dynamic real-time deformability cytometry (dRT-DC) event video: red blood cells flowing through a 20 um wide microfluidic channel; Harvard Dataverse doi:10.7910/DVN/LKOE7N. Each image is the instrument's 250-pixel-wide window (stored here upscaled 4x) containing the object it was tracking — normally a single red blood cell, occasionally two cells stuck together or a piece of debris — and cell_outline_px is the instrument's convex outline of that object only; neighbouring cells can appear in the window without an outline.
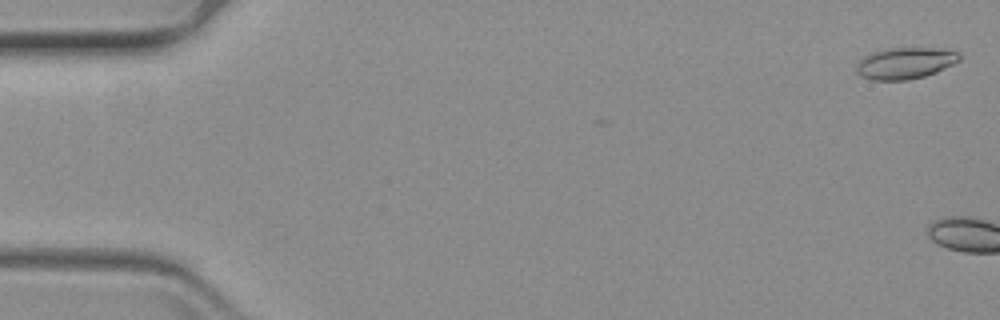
{"species": "common noctule bat (a hibernating species)", "species_latin": "Nyctalus noctula", "temperature_condition": "warm", "stored_images_in_passage": 5, "camera_frame_rate_fps": 3000, "um_per_image_px": 0.085, "animal": {"sex": "female", "body_mass_g": 19.3, "forearm_length_mm": 54.1}, "frame": {"image": 1, "passage_image": 2, "time_ms": 0.333, "image_size_px": [1000, 320], "cell_outline_px": [[960, 60], [936, 72], [924, 76], [908, 80], [872, 80], [860, 76], [856, 72], [856, 64], [864, 56], [872, 52], [888, 48], [928, 48], [960, 52]], "centroid_in_image_um": [76.89, 5.38], "position_along_channel_um": 8.1, "area_um2": 18.79}}